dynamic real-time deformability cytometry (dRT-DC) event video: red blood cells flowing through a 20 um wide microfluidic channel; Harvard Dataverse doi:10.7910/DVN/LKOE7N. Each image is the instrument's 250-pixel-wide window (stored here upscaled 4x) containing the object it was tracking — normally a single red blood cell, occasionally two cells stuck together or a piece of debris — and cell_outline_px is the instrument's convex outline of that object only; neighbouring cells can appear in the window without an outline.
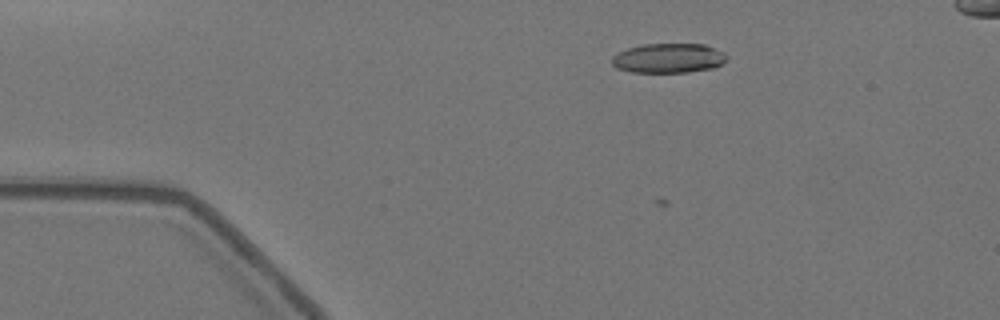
{"species": "Egyptian fruit bat (a non-hibernating species)", "species_latin": "Rousettus aegyptiacus", "temperature_condition": "warm", "stored_images_in_passage": 27, "camera_frame_rate_fps": 3000, "um_per_image_px": 0.085, "animal": {"sex": "female"}, "frame": {"image": 1, "passage_image": 7, "time_ms": 2.0, "image_size_px": [1000, 320], "cell_outline_px": [[728, 60], [716, 68], [688, 72], [632, 72], [616, 68], [612, 64], [612, 56], [628, 48], [644, 44], [704, 44], [724, 52], [728, 56]], "centroid_in_image_um": [56.87, 4.95], "position_along_channel_um": 28.1, "area_um2": 19.94}}
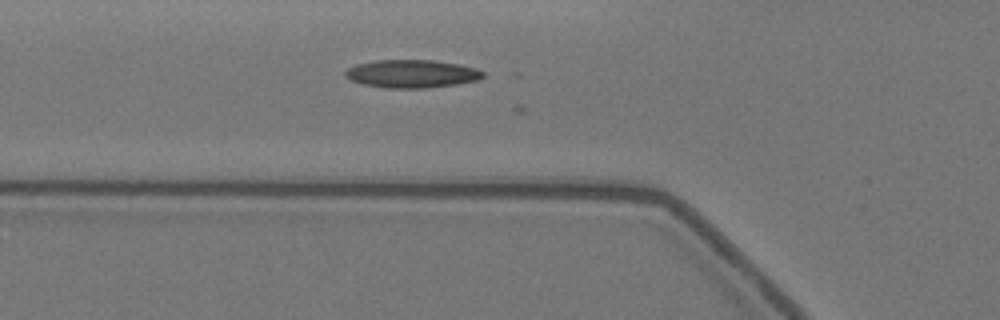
{"frame": {"image": 2, "passage_image": 17, "time_ms": 5.333, "image_size_px": [1000, 320], "cell_outline_px": [[484, 76], [476, 80], [452, 84], [424, 88], [384, 88], [364, 84], [352, 80], [348, 76], [348, 72], [352, 68], [360, 64], [376, 60], [432, 60], [456, 64], [484, 72]], "centroid_in_image_um": [35.02, 6.27], "position_along_channel_um": 90.8, "area_um2": 21.56}}